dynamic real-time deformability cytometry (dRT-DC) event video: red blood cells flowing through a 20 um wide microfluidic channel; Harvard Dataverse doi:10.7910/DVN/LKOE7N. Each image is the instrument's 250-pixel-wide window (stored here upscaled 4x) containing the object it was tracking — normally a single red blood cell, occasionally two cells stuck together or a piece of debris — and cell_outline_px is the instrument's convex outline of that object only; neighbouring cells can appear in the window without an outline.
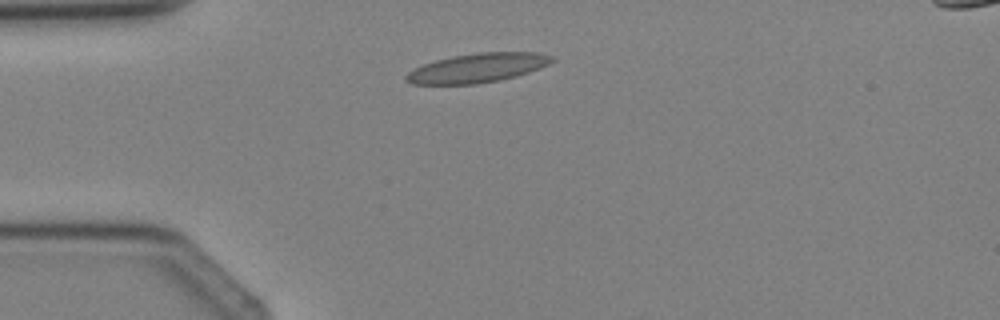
{"species": "Egyptian fruit bat (a non-hibernating species)", "species_latin": "Rousettus aegyptiacus", "temperature_condition": "cold", "stored_images_in_passage": 2, "camera_frame_rate_fps": 3000, "um_per_image_px": 0.085, "animal": {"sex": "female"}, "frame": {"image": 1, "passage_image": 1, "time_ms": 0.0, "image_size_px": [1000, 320], "cell_outline_px": [[556, 60], [540, 68], [516, 76], [500, 80], [476, 84], [412, 84], [404, 80], [404, 76], [408, 72], [424, 64], [436, 60], [452, 56], [476, 52], [536, 52], [556, 56]], "centroid_in_image_um": [40.62, 5.77], "position_along_channel_um": 44.4, "area_um2": 24.91}}
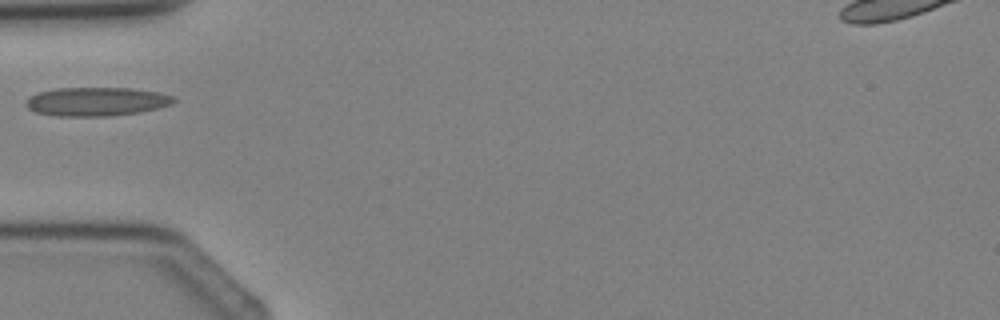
{"frame": {"image": 2, "passage_image": 2, "time_ms": 1.0, "image_size_px": [1000, 320], "cell_outline_px": [[176, 100], [172, 104], [160, 108], [140, 112], [108, 116], [56, 116], [36, 112], [28, 108], [24, 104], [28, 96], [36, 92], [56, 88], [132, 88], [160, 92], [176, 96]], "centroid_in_image_um": [8.21, 8.63], "position_along_channel_um": 76.8, "area_um2": 25.14}}